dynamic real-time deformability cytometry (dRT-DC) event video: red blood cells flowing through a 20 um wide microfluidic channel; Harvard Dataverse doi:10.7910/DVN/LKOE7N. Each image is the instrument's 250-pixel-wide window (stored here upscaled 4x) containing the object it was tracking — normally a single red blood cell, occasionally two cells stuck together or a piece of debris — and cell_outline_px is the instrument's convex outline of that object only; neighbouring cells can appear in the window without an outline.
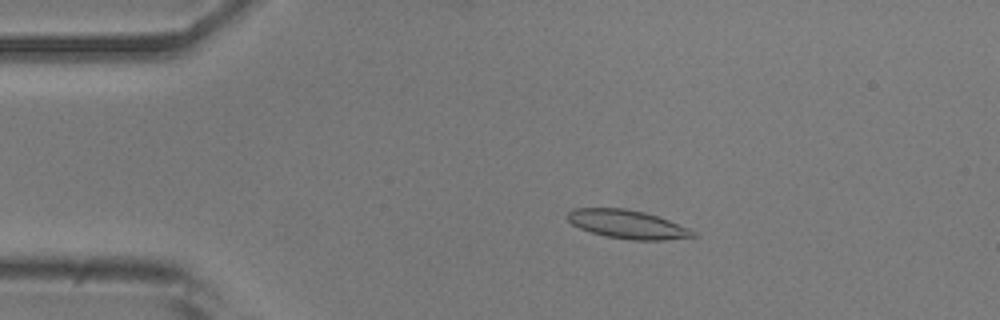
{"species": "common noctule bat (a hibernating species)", "species_latin": "Nyctalus noctula", "temperature_condition": "room temperature", "stored_images_in_passage": 53, "camera_frame_rate_fps": 3000, "um_per_image_px": 0.085, "animal": {"sex": "male", "body_mass_g": 20.5, "forearm_length_mm": 52.5}, "frame": {"image": 1, "passage_image": 10, "time_ms": 3.0, "image_size_px": [1000, 320], "cell_outline_px": [[696, 236], [664, 240], [632, 240], [604, 236], [580, 228], [572, 224], [564, 216], [572, 208], [624, 208], [644, 212], [668, 220], [688, 228], [696, 232]], "centroid_in_image_um": [53.28, 19.06], "position_along_channel_um": 31.7, "area_um2": 20.81}}
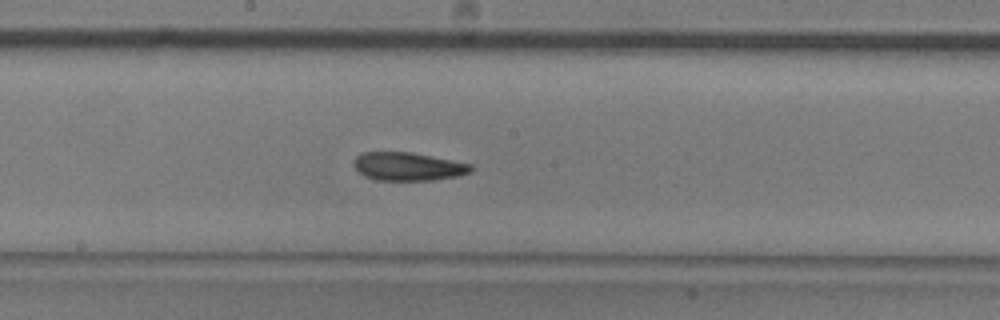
{"frame": {"image": 2, "passage_image": 28, "time_ms": 9.0, "image_size_px": [1000, 320], "cell_outline_px": [[472, 168], [468, 172], [460, 176], [432, 180], [376, 180], [364, 176], [352, 164], [356, 156], [360, 152], [412, 152], [472, 164]], "centroid_in_image_um": [34.66, 14.15], "position_along_channel_um": 213.5, "area_um2": 19.31}}
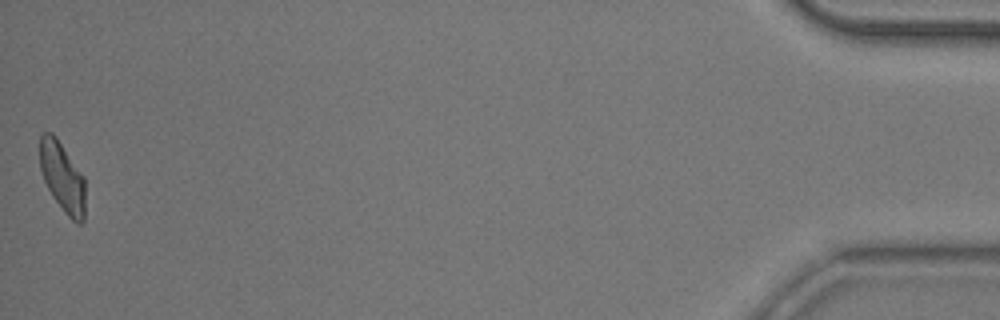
{"frame": {"image": 3, "passage_image": 53, "time_ms": 17.333, "image_size_px": [1000, 320], "cell_outline_px": [[84, 220], [80, 224], [76, 224], [64, 212], [52, 196], [44, 180], [40, 168], [40, 136], [44, 132], [52, 132], [56, 136], [84, 176]], "centroid_in_image_um": [5.3, 15.05], "position_along_channel_um": 429.9, "area_um2": 18.44}, "authors_computed_cell_mechanics": {"area_um2": 19.652, "velocity_mm_per_s": 3.7664, "shape_relaxation_time_tau1_ms": 4.8546, "shape_relaxation_time_tau2_ms": 3.7266, "deformation_change_tau1": 0.1504, "deformation_change_tau2": 0.1169}}